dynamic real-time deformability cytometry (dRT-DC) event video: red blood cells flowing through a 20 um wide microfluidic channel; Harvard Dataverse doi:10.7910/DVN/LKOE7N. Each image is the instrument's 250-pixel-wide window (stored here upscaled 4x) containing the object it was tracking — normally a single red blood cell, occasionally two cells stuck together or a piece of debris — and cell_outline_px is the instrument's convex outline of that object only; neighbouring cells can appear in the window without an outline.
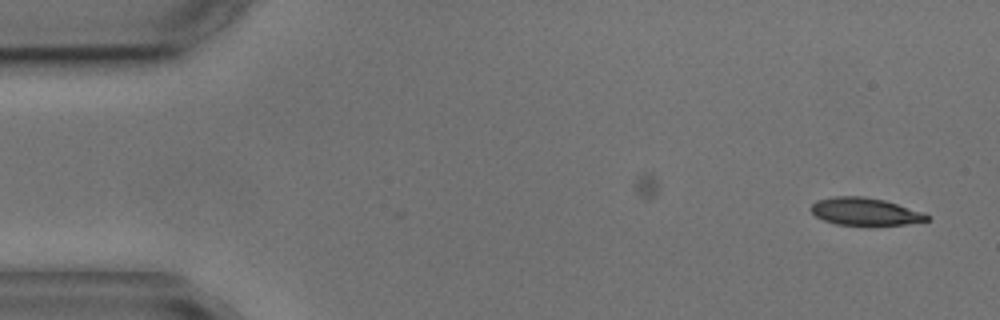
{"species": "common noctule bat (a hibernating species)", "species_latin": "Nyctalus noctula", "temperature_condition": "cold", "stored_images_in_passage": 2, "camera_frame_rate_fps": 3000, "um_per_image_px": 0.085, "animal": {"sex": "male", "body_mass_g": 17.9, "forearm_length_mm": 54.2}, "frame": {"image": 1, "passage_image": 2, "time_ms": 1.333, "image_size_px": [1000, 320], "cell_outline_px": [[928, 220], [904, 224], [836, 224], [824, 220], [816, 216], [808, 208], [816, 200], [836, 196], [864, 196], [884, 200], [924, 212], [928, 216]], "centroid_in_image_um": [73.48, 17.96], "position_along_channel_um": 11.5, "area_um2": 18.26}}